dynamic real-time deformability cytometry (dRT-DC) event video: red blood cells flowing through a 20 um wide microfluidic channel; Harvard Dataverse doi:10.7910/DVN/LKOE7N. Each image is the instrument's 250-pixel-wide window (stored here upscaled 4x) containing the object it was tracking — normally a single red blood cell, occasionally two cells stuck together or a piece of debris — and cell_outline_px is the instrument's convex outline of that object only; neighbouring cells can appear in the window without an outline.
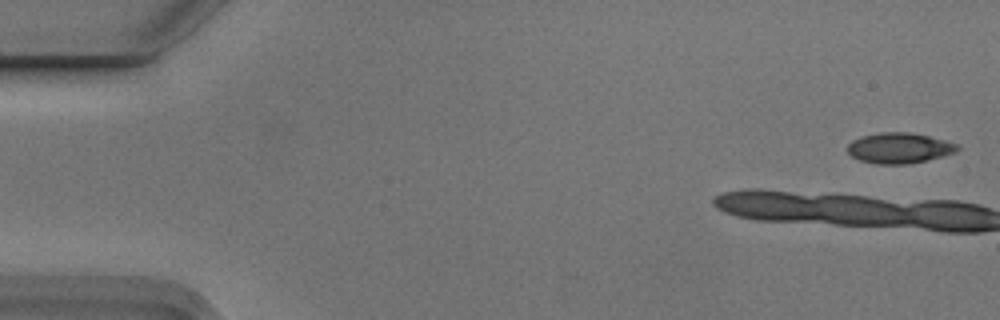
{"species": "Egyptian fruit bat (a non-hibernating species)", "species_latin": "Rousettus aegyptiacus", "temperature_condition": "cold", "stored_images_in_passage": 6, "camera_frame_rate_fps": 3000, "um_per_image_px": 0.085, "animal": {"sex": "male"}, "frame": {"image": 1, "passage_image": 1, "time_ms": 0.0, "image_size_px": [1000, 320], "cell_outline_px": [[960, 148], [956, 152], [944, 156], [908, 164], [876, 164], [860, 160], [852, 156], [848, 152], [848, 144], [852, 140], [860, 136], [880, 132], [908, 132], [928, 136], [944, 140], [956, 144]], "centroid_in_image_um": [76.42, 12.58], "position_along_channel_um": 8.6, "area_um2": 19.54}}
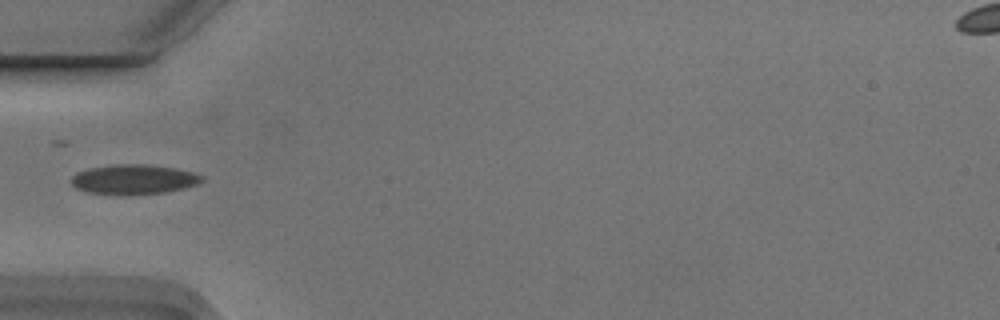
{"frame": {"image": 2, "passage_image": 6, "time_ms": 1.667, "image_size_px": [1000, 320], "cell_outline_px": [[204, 180], [196, 184], [184, 188], [164, 192], [128, 196], [116, 196], [88, 192], [76, 188], [72, 184], [72, 176], [76, 172], [88, 168], [116, 164], [148, 164], [176, 168], [192, 172], [204, 176]], "centroid_in_image_um": [11.35, 15.26], "position_along_channel_um": 73.6, "area_um2": 23.06}}